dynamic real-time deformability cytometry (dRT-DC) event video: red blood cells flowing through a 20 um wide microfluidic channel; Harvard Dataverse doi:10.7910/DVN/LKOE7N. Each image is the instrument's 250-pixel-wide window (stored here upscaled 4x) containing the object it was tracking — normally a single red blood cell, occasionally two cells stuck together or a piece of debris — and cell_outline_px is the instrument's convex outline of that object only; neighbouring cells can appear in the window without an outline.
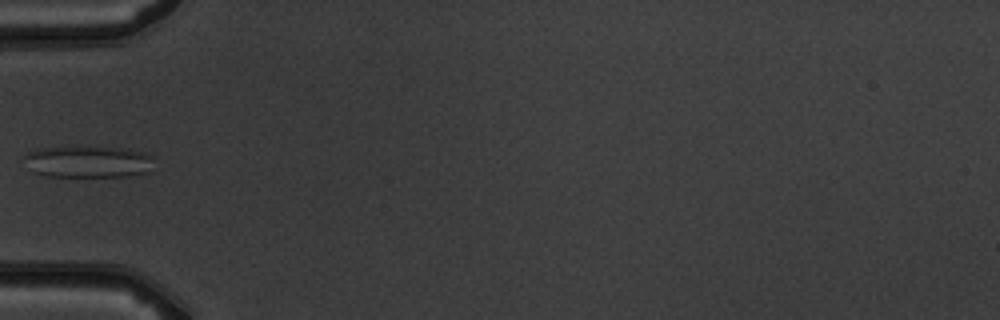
{"species": "common noctule bat (a hibernating species)", "species_latin": "Nyctalus noctula", "temperature_condition": "warm", "stored_images_in_passage": 5, "camera_frame_rate_fps": 3000, "um_per_image_px": 0.085, "animal": {"sex": "male", "body_mass_g": 19.5, "forearm_length_mm": 54.6}, "frame": {"image": 1, "passage_image": 4, "time_ms": 4.667, "image_size_px": [1000, 320], "cell_outline_px": [[156, 156], [152, 172], [128, 176], [44, 176], [32, 172], [24, 156], [28, 152], [40, 148], [84, 144], [124, 148], [144, 152]], "centroid_in_image_um": [7.58, 13.71], "position_along_channel_um": 77.4, "area_um2": 25.2}}